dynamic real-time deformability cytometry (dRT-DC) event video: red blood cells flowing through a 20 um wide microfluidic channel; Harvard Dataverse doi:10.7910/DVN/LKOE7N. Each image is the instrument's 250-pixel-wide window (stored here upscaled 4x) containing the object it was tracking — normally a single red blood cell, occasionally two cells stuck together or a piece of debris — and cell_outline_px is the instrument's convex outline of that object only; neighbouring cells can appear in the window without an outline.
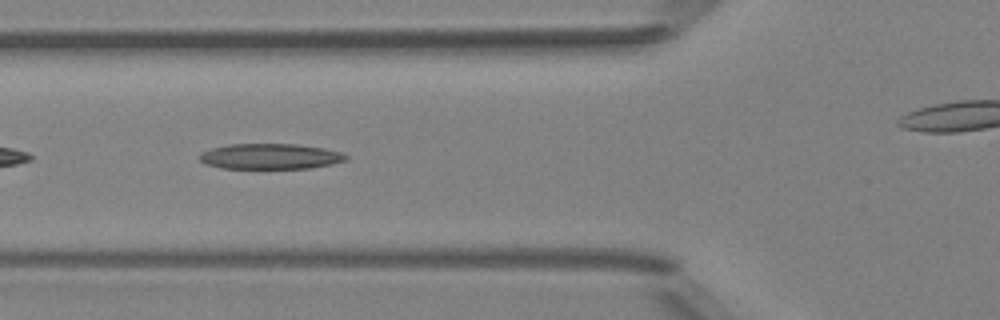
{"species": "Egyptian fruit bat (a non-hibernating species)", "species_latin": "Rousettus aegyptiacus", "temperature_condition": "room temperature", "stored_images_in_passage": 8, "camera_frame_rate_fps": 3000, "um_per_image_px": 0.085, "animal": {"sex": "female"}, "frame": {"image": 1, "passage_image": 5, "time_ms": 5.333, "image_size_px": [1000, 320], "cell_outline_px": [[348, 160], [332, 164], [312, 168], [220, 168], [204, 164], [200, 160], [200, 152], [212, 148], [228, 144], [296, 144], [324, 148], [344, 152], [348, 156]], "centroid_in_image_um": [23.0, 13.29], "position_along_channel_um": 102.8, "area_um2": 21.96}}
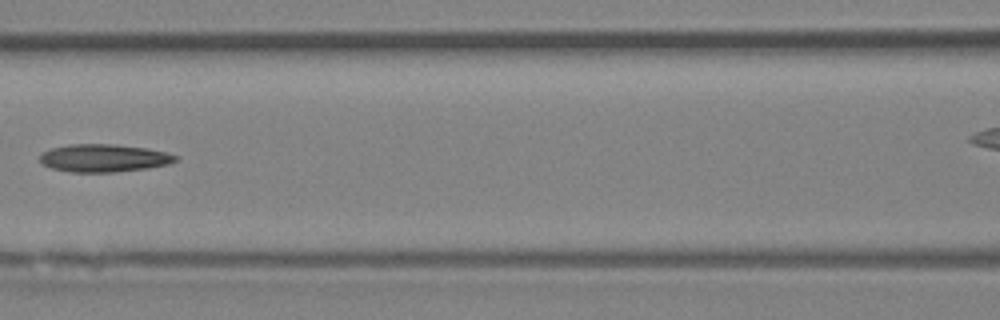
{"frame": {"image": 2, "passage_image": 6, "time_ms": 6.667, "image_size_px": [1000, 320], "cell_outline_px": [[180, 156], [176, 160], [168, 164], [148, 168], [116, 172], [68, 172], [52, 168], [44, 164], [40, 160], [40, 152], [52, 148], [68, 144], [112, 144], [148, 148]], "centroid_in_image_um": [8.82, 13.43], "position_along_channel_um": 157.8, "area_um2": 22.02}}
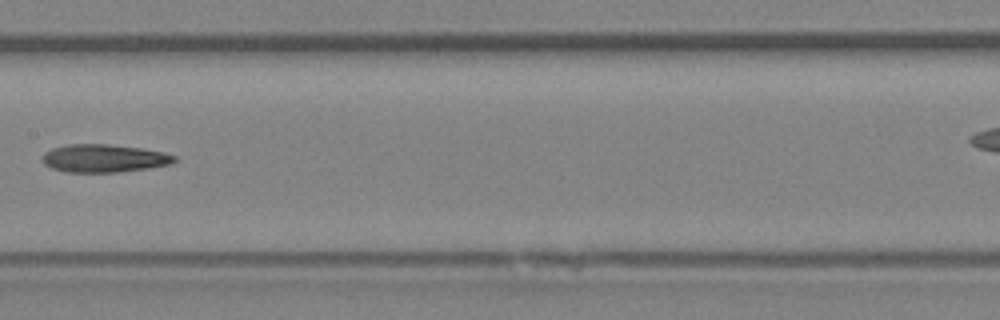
{"frame": {"image": 3, "passage_image": 7, "time_ms": 7.667, "image_size_px": [1000, 320], "cell_outline_px": [[176, 160], [172, 164], [148, 168], [120, 172], [68, 172], [52, 168], [44, 164], [44, 152], [52, 148], [68, 144], [108, 144], [140, 148], [164, 152], [176, 156]], "centroid_in_image_um": [8.87, 13.45], "position_along_channel_um": 198.5, "area_um2": 21.44}}